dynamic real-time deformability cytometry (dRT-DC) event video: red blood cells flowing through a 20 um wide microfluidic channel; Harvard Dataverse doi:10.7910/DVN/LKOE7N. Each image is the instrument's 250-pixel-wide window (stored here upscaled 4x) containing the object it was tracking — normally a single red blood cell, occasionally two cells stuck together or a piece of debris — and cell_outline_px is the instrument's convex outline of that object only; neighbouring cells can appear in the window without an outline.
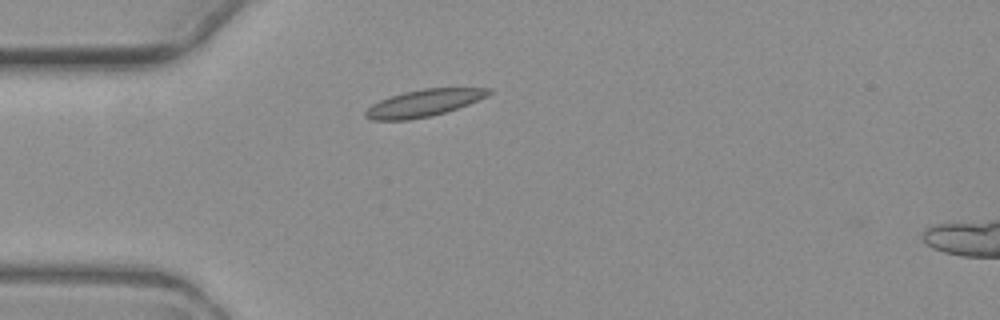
{"species": "common noctule bat (a hibernating species)", "species_latin": "Nyctalus noctula", "temperature_condition": "warm", "stored_images_in_passage": 2, "camera_frame_rate_fps": 3000, "um_per_image_px": 0.085, "animal": {"sex": "female", "body_mass_g": 19.3, "forearm_length_mm": 54.1}, "frame": {"image": 1, "passage_image": 2, "time_ms": 1.333, "image_size_px": [1000, 320], "cell_outline_px": [[492, 92], [488, 96], [468, 104], [432, 116], [408, 120], [372, 120], [364, 116], [364, 112], [372, 104], [380, 100], [404, 92], [424, 88], [492, 88]], "centroid_in_image_um": [36.02, 8.76], "position_along_channel_um": 49.0, "area_um2": 19.25}}